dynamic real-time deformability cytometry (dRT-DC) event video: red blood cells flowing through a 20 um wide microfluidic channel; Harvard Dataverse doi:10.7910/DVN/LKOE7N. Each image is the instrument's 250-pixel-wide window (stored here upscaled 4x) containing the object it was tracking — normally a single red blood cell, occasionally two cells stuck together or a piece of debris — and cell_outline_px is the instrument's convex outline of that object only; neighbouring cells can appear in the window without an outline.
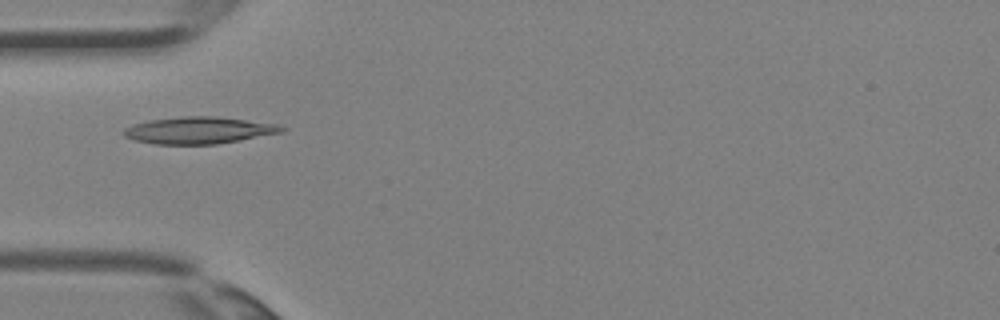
{"species": "Egyptian fruit bat (a non-hibernating species)", "species_latin": "Rousettus aegyptiacus", "temperature_condition": "room temperature", "stored_images_in_passage": 3, "camera_frame_rate_fps": 3000, "um_per_image_px": 0.085, "animal": {"sex": "female"}, "frame": {"image": 1, "passage_image": 3, "time_ms": 0.667, "image_size_px": [1000, 320], "cell_outline_px": [[288, 128], [284, 132], [240, 140], [216, 144], [156, 144], [136, 140], [124, 136], [124, 128], [132, 124], [152, 120], [180, 116], [216, 116], [276, 124]], "centroid_in_image_um": [16.93, 11.07], "position_along_channel_um": 68.1, "area_um2": 24.62}}